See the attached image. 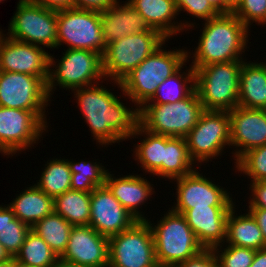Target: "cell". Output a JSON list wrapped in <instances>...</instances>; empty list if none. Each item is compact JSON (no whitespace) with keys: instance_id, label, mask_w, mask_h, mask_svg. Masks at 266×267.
<instances>
[{"instance_id":"cell-39","label":"cell","mask_w":266,"mask_h":267,"mask_svg":"<svg viewBox=\"0 0 266 267\" xmlns=\"http://www.w3.org/2000/svg\"><path fill=\"white\" fill-rule=\"evenodd\" d=\"M178 14L181 11L200 20H210L220 15L208 0H174Z\"/></svg>"},{"instance_id":"cell-14","label":"cell","mask_w":266,"mask_h":267,"mask_svg":"<svg viewBox=\"0 0 266 267\" xmlns=\"http://www.w3.org/2000/svg\"><path fill=\"white\" fill-rule=\"evenodd\" d=\"M49 77L0 71V106L27 111H46Z\"/></svg>"},{"instance_id":"cell-38","label":"cell","mask_w":266,"mask_h":267,"mask_svg":"<svg viewBox=\"0 0 266 267\" xmlns=\"http://www.w3.org/2000/svg\"><path fill=\"white\" fill-rule=\"evenodd\" d=\"M232 13L249 29L251 24H266V0H241Z\"/></svg>"},{"instance_id":"cell-42","label":"cell","mask_w":266,"mask_h":267,"mask_svg":"<svg viewBox=\"0 0 266 267\" xmlns=\"http://www.w3.org/2000/svg\"><path fill=\"white\" fill-rule=\"evenodd\" d=\"M116 0H73V7L78 9L103 11Z\"/></svg>"},{"instance_id":"cell-46","label":"cell","mask_w":266,"mask_h":267,"mask_svg":"<svg viewBox=\"0 0 266 267\" xmlns=\"http://www.w3.org/2000/svg\"><path fill=\"white\" fill-rule=\"evenodd\" d=\"M250 267H266V247L256 250L253 262Z\"/></svg>"},{"instance_id":"cell-44","label":"cell","mask_w":266,"mask_h":267,"mask_svg":"<svg viewBox=\"0 0 266 267\" xmlns=\"http://www.w3.org/2000/svg\"><path fill=\"white\" fill-rule=\"evenodd\" d=\"M249 212L258 224L266 244V209L265 208H249Z\"/></svg>"},{"instance_id":"cell-25","label":"cell","mask_w":266,"mask_h":267,"mask_svg":"<svg viewBox=\"0 0 266 267\" xmlns=\"http://www.w3.org/2000/svg\"><path fill=\"white\" fill-rule=\"evenodd\" d=\"M15 217L32 227L36 222L54 212V199L35 184L24 189L12 203L7 204Z\"/></svg>"},{"instance_id":"cell-9","label":"cell","mask_w":266,"mask_h":267,"mask_svg":"<svg viewBox=\"0 0 266 267\" xmlns=\"http://www.w3.org/2000/svg\"><path fill=\"white\" fill-rule=\"evenodd\" d=\"M6 36L43 48H57V10L19 0Z\"/></svg>"},{"instance_id":"cell-1","label":"cell","mask_w":266,"mask_h":267,"mask_svg":"<svg viewBox=\"0 0 266 267\" xmlns=\"http://www.w3.org/2000/svg\"><path fill=\"white\" fill-rule=\"evenodd\" d=\"M99 85L96 83L72 92L93 139L106 147L130 138L139 125V109L128 108L112 91Z\"/></svg>"},{"instance_id":"cell-36","label":"cell","mask_w":266,"mask_h":267,"mask_svg":"<svg viewBox=\"0 0 266 267\" xmlns=\"http://www.w3.org/2000/svg\"><path fill=\"white\" fill-rule=\"evenodd\" d=\"M223 246L224 244H221L212 248L218 260L219 267L251 266L256 250L234 245H225V247L227 246L226 248H223Z\"/></svg>"},{"instance_id":"cell-48","label":"cell","mask_w":266,"mask_h":267,"mask_svg":"<svg viewBox=\"0 0 266 267\" xmlns=\"http://www.w3.org/2000/svg\"><path fill=\"white\" fill-rule=\"evenodd\" d=\"M241 0H226V14L232 13L233 9Z\"/></svg>"},{"instance_id":"cell-16","label":"cell","mask_w":266,"mask_h":267,"mask_svg":"<svg viewBox=\"0 0 266 267\" xmlns=\"http://www.w3.org/2000/svg\"><path fill=\"white\" fill-rule=\"evenodd\" d=\"M49 56L42 46L11 39L0 30V71L49 77Z\"/></svg>"},{"instance_id":"cell-19","label":"cell","mask_w":266,"mask_h":267,"mask_svg":"<svg viewBox=\"0 0 266 267\" xmlns=\"http://www.w3.org/2000/svg\"><path fill=\"white\" fill-rule=\"evenodd\" d=\"M230 146L237 161L248 150L266 144V110L236 106L229 111ZM236 158V159H235Z\"/></svg>"},{"instance_id":"cell-27","label":"cell","mask_w":266,"mask_h":267,"mask_svg":"<svg viewBox=\"0 0 266 267\" xmlns=\"http://www.w3.org/2000/svg\"><path fill=\"white\" fill-rule=\"evenodd\" d=\"M185 138L163 135L162 178L174 180L196 170Z\"/></svg>"},{"instance_id":"cell-4","label":"cell","mask_w":266,"mask_h":267,"mask_svg":"<svg viewBox=\"0 0 266 267\" xmlns=\"http://www.w3.org/2000/svg\"><path fill=\"white\" fill-rule=\"evenodd\" d=\"M146 221L152 230L155 258L159 267H172L204 250L183 214L171 209L156 225L148 219Z\"/></svg>"},{"instance_id":"cell-34","label":"cell","mask_w":266,"mask_h":267,"mask_svg":"<svg viewBox=\"0 0 266 267\" xmlns=\"http://www.w3.org/2000/svg\"><path fill=\"white\" fill-rule=\"evenodd\" d=\"M72 176L71 190L91 193L98 186L105 185V177L108 172L100 162L68 161Z\"/></svg>"},{"instance_id":"cell-49","label":"cell","mask_w":266,"mask_h":267,"mask_svg":"<svg viewBox=\"0 0 266 267\" xmlns=\"http://www.w3.org/2000/svg\"><path fill=\"white\" fill-rule=\"evenodd\" d=\"M55 267H87V266L77 265V264H73V263L66 262V261L59 259Z\"/></svg>"},{"instance_id":"cell-51","label":"cell","mask_w":266,"mask_h":267,"mask_svg":"<svg viewBox=\"0 0 266 267\" xmlns=\"http://www.w3.org/2000/svg\"><path fill=\"white\" fill-rule=\"evenodd\" d=\"M9 258L10 256L8 255V253L5 251L4 247L0 243V263L8 260Z\"/></svg>"},{"instance_id":"cell-6","label":"cell","mask_w":266,"mask_h":267,"mask_svg":"<svg viewBox=\"0 0 266 267\" xmlns=\"http://www.w3.org/2000/svg\"><path fill=\"white\" fill-rule=\"evenodd\" d=\"M204 111L194 90L178 102L144 104L139 109V125L153 134L185 138Z\"/></svg>"},{"instance_id":"cell-5","label":"cell","mask_w":266,"mask_h":267,"mask_svg":"<svg viewBox=\"0 0 266 267\" xmlns=\"http://www.w3.org/2000/svg\"><path fill=\"white\" fill-rule=\"evenodd\" d=\"M243 62L214 63L195 70V90L204 110L229 112L238 106Z\"/></svg>"},{"instance_id":"cell-32","label":"cell","mask_w":266,"mask_h":267,"mask_svg":"<svg viewBox=\"0 0 266 267\" xmlns=\"http://www.w3.org/2000/svg\"><path fill=\"white\" fill-rule=\"evenodd\" d=\"M49 161V162H48ZM40 179L35 184L53 199L64 192L71 190V170L68 159L48 160Z\"/></svg>"},{"instance_id":"cell-37","label":"cell","mask_w":266,"mask_h":267,"mask_svg":"<svg viewBox=\"0 0 266 267\" xmlns=\"http://www.w3.org/2000/svg\"><path fill=\"white\" fill-rule=\"evenodd\" d=\"M31 227L21 222L17 217L11 220L0 233V243L10 257H15L25 241Z\"/></svg>"},{"instance_id":"cell-2","label":"cell","mask_w":266,"mask_h":267,"mask_svg":"<svg viewBox=\"0 0 266 267\" xmlns=\"http://www.w3.org/2000/svg\"><path fill=\"white\" fill-rule=\"evenodd\" d=\"M204 22L193 57L187 52V59L193 58L191 67L196 70L214 63L243 61L240 56L247 49L249 29L233 13Z\"/></svg>"},{"instance_id":"cell-15","label":"cell","mask_w":266,"mask_h":267,"mask_svg":"<svg viewBox=\"0 0 266 267\" xmlns=\"http://www.w3.org/2000/svg\"><path fill=\"white\" fill-rule=\"evenodd\" d=\"M197 171L172 180L177 184L173 211L184 214L193 207L234 206L230 192Z\"/></svg>"},{"instance_id":"cell-20","label":"cell","mask_w":266,"mask_h":267,"mask_svg":"<svg viewBox=\"0 0 266 267\" xmlns=\"http://www.w3.org/2000/svg\"><path fill=\"white\" fill-rule=\"evenodd\" d=\"M232 207H193L183 214L187 224L204 249H212L215 246L225 244L226 220Z\"/></svg>"},{"instance_id":"cell-30","label":"cell","mask_w":266,"mask_h":267,"mask_svg":"<svg viewBox=\"0 0 266 267\" xmlns=\"http://www.w3.org/2000/svg\"><path fill=\"white\" fill-rule=\"evenodd\" d=\"M189 67L186 72H181L182 66L175 74L165 79L146 104H170L187 98L195 90V70L191 65Z\"/></svg>"},{"instance_id":"cell-40","label":"cell","mask_w":266,"mask_h":267,"mask_svg":"<svg viewBox=\"0 0 266 267\" xmlns=\"http://www.w3.org/2000/svg\"><path fill=\"white\" fill-rule=\"evenodd\" d=\"M172 267H219V264L212 249H204L196 256Z\"/></svg>"},{"instance_id":"cell-12","label":"cell","mask_w":266,"mask_h":267,"mask_svg":"<svg viewBox=\"0 0 266 267\" xmlns=\"http://www.w3.org/2000/svg\"><path fill=\"white\" fill-rule=\"evenodd\" d=\"M109 267H159L152 230L146 220L109 237Z\"/></svg>"},{"instance_id":"cell-21","label":"cell","mask_w":266,"mask_h":267,"mask_svg":"<svg viewBox=\"0 0 266 267\" xmlns=\"http://www.w3.org/2000/svg\"><path fill=\"white\" fill-rule=\"evenodd\" d=\"M116 0L105 10L100 11L101 32L106 44L124 38L127 35L156 31L151 29L145 19L135 10L129 2L122 5Z\"/></svg>"},{"instance_id":"cell-11","label":"cell","mask_w":266,"mask_h":267,"mask_svg":"<svg viewBox=\"0 0 266 267\" xmlns=\"http://www.w3.org/2000/svg\"><path fill=\"white\" fill-rule=\"evenodd\" d=\"M45 112L0 106V153L13 156L34 147L48 128Z\"/></svg>"},{"instance_id":"cell-43","label":"cell","mask_w":266,"mask_h":267,"mask_svg":"<svg viewBox=\"0 0 266 267\" xmlns=\"http://www.w3.org/2000/svg\"><path fill=\"white\" fill-rule=\"evenodd\" d=\"M45 8L61 10L73 7V0H28Z\"/></svg>"},{"instance_id":"cell-29","label":"cell","mask_w":266,"mask_h":267,"mask_svg":"<svg viewBox=\"0 0 266 267\" xmlns=\"http://www.w3.org/2000/svg\"><path fill=\"white\" fill-rule=\"evenodd\" d=\"M54 212L72 226L89 225L90 193L68 190L54 198Z\"/></svg>"},{"instance_id":"cell-24","label":"cell","mask_w":266,"mask_h":267,"mask_svg":"<svg viewBox=\"0 0 266 267\" xmlns=\"http://www.w3.org/2000/svg\"><path fill=\"white\" fill-rule=\"evenodd\" d=\"M239 84L238 106L266 110V63L244 60Z\"/></svg>"},{"instance_id":"cell-35","label":"cell","mask_w":266,"mask_h":267,"mask_svg":"<svg viewBox=\"0 0 266 267\" xmlns=\"http://www.w3.org/2000/svg\"><path fill=\"white\" fill-rule=\"evenodd\" d=\"M234 163L240 174L251 178L250 182L266 181V144L248 150Z\"/></svg>"},{"instance_id":"cell-22","label":"cell","mask_w":266,"mask_h":267,"mask_svg":"<svg viewBox=\"0 0 266 267\" xmlns=\"http://www.w3.org/2000/svg\"><path fill=\"white\" fill-rule=\"evenodd\" d=\"M105 185L122 206L138 221L146 220L147 217L140 212L139 208L147 200H150L151 195L155 192L152 184L147 179L132 174L116 178L113 173L110 174L108 171L105 177Z\"/></svg>"},{"instance_id":"cell-10","label":"cell","mask_w":266,"mask_h":267,"mask_svg":"<svg viewBox=\"0 0 266 267\" xmlns=\"http://www.w3.org/2000/svg\"><path fill=\"white\" fill-rule=\"evenodd\" d=\"M90 50L103 56L105 43L100 25V12L78 8L57 10V48Z\"/></svg>"},{"instance_id":"cell-45","label":"cell","mask_w":266,"mask_h":267,"mask_svg":"<svg viewBox=\"0 0 266 267\" xmlns=\"http://www.w3.org/2000/svg\"><path fill=\"white\" fill-rule=\"evenodd\" d=\"M15 218L13 211L6 206L0 205V233L3 232L8 223Z\"/></svg>"},{"instance_id":"cell-26","label":"cell","mask_w":266,"mask_h":267,"mask_svg":"<svg viewBox=\"0 0 266 267\" xmlns=\"http://www.w3.org/2000/svg\"><path fill=\"white\" fill-rule=\"evenodd\" d=\"M234 205L226 220V245L260 250L266 247L263 234L253 216L248 212L235 215Z\"/></svg>"},{"instance_id":"cell-17","label":"cell","mask_w":266,"mask_h":267,"mask_svg":"<svg viewBox=\"0 0 266 267\" xmlns=\"http://www.w3.org/2000/svg\"><path fill=\"white\" fill-rule=\"evenodd\" d=\"M138 221L114 197L109 188L98 186L90 193V223L99 234L110 237Z\"/></svg>"},{"instance_id":"cell-7","label":"cell","mask_w":266,"mask_h":267,"mask_svg":"<svg viewBox=\"0 0 266 267\" xmlns=\"http://www.w3.org/2000/svg\"><path fill=\"white\" fill-rule=\"evenodd\" d=\"M167 40L159 31H145L107 44L102 56L105 80L120 82Z\"/></svg>"},{"instance_id":"cell-8","label":"cell","mask_w":266,"mask_h":267,"mask_svg":"<svg viewBox=\"0 0 266 267\" xmlns=\"http://www.w3.org/2000/svg\"><path fill=\"white\" fill-rule=\"evenodd\" d=\"M58 62V64H56ZM52 67V68H51ZM55 67V69H53ZM105 80L102 55L90 50L67 49L63 56L55 61L49 56V78L47 92L49 97L61 86L66 90L83 88ZM99 81V82H98Z\"/></svg>"},{"instance_id":"cell-33","label":"cell","mask_w":266,"mask_h":267,"mask_svg":"<svg viewBox=\"0 0 266 267\" xmlns=\"http://www.w3.org/2000/svg\"><path fill=\"white\" fill-rule=\"evenodd\" d=\"M14 258L18 262L34 267H55L59 260L49 245L32 230L26 235L20 251Z\"/></svg>"},{"instance_id":"cell-13","label":"cell","mask_w":266,"mask_h":267,"mask_svg":"<svg viewBox=\"0 0 266 267\" xmlns=\"http://www.w3.org/2000/svg\"><path fill=\"white\" fill-rule=\"evenodd\" d=\"M230 116L228 111H204L185 137L191 159L201 165L222 155L230 146ZM197 161V162H196Z\"/></svg>"},{"instance_id":"cell-18","label":"cell","mask_w":266,"mask_h":267,"mask_svg":"<svg viewBox=\"0 0 266 267\" xmlns=\"http://www.w3.org/2000/svg\"><path fill=\"white\" fill-rule=\"evenodd\" d=\"M109 237L90 225L73 226L67 247L59 259L87 267H109Z\"/></svg>"},{"instance_id":"cell-31","label":"cell","mask_w":266,"mask_h":267,"mask_svg":"<svg viewBox=\"0 0 266 267\" xmlns=\"http://www.w3.org/2000/svg\"><path fill=\"white\" fill-rule=\"evenodd\" d=\"M72 227L61 215L53 212L36 222L31 230L60 257L67 247Z\"/></svg>"},{"instance_id":"cell-28","label":"cell","mask_w":266,"mask_h":267,"mask_svg":"<svg viewBox=\"0 0 266 267\" xmlns=\"http://www.w3.org/2000/svg\"><path fill=\"white\" fill-rule=\"evenodd\" d=\"M143 134L144 139L135 146V161L141 164L140 168L142 167L145 173L162 177L163 135L150 133L138 125L130 139Z\"/></svg>"},{"instance_id":"cell-41","label":"cell","mask_w":266,"mask_h":267,"mask_svg":"<svg viewBox=\"0 0 266 267\" xmlns=\"http://www.w3.org/2000/svg\"><path fill=\"white\" fill-rule=\"evenodd\" d=\"M249 190L252 195L248 202V208H265L266 209V181L251 182Z\"/></svg>"},{"instance_id":"cell-47","label":"cell","mask_w":266,"mask_h":267,"mask_svg":"<svg viewBox=\"0 0 266 267\" xmlns=\"http://www.w3.org/2000/svg\"><path fill=\"white\" fill-rule=\"evenodd\" d=\"M208 1L220 14H226V0H208Z\"/></svg>"},{"instance_id":"cell-23","label":"cell","mask_w":266,"mask_h":267,"mask_svg":"<svg viewBox=\"0 0 266 267\" xmlns=\"http://www.w3.org/2000/svg\"><path fill=\"white\" fill-rule=\"evenodd\" d=\"M130 5L139 12L151 29L159 31L164 37L170 39L194 27L195 23H178L176 16L179 15L174 0H127ZM183 30V31H182Z\"/></svg>"},{"instance_id":"cell-52","label":"cell","mask_w":266,"mask_h":267,"mask_svg":"<svg viewBox=\"0 0 266 267\" xmlns=\"http://www.w3.org/2000/svg\"><path fill=\"white\" fill-rule=\"evenodd\" d=\"M16 267H34V266L25 265L21 262L16 261Z\"/></svg>"},{"instance_id":"cell-3","label":"cell","mask_w":266,"mask_h":267,"mask_svg":"<svg viewBox=\"0 0 266 267\" xmlns=\"http://www.w3.org/2000/svg\"><path fill=\"white\" fill-rule=\"evenodd\" d=\"M163 48L159 47L120 82L113 81L138 109L153 98L156 89L165 79L189 61L188 51L180 48L166 51Z\"/></svg>"},{"instance_id":"cell-50","label":"cell","mask_w":266,"mask_h":267,"mask_svg":"<svg viewBox=\"0 0 266 267\" xmlns=\"http://www.w3.org/2000/svg\"><path fill=\"white\" fill-rule=\"evenodd\" d=\"M0 267H16V259L10 257L8 260L1 262Z\"/></svg>"}]
</instances>
